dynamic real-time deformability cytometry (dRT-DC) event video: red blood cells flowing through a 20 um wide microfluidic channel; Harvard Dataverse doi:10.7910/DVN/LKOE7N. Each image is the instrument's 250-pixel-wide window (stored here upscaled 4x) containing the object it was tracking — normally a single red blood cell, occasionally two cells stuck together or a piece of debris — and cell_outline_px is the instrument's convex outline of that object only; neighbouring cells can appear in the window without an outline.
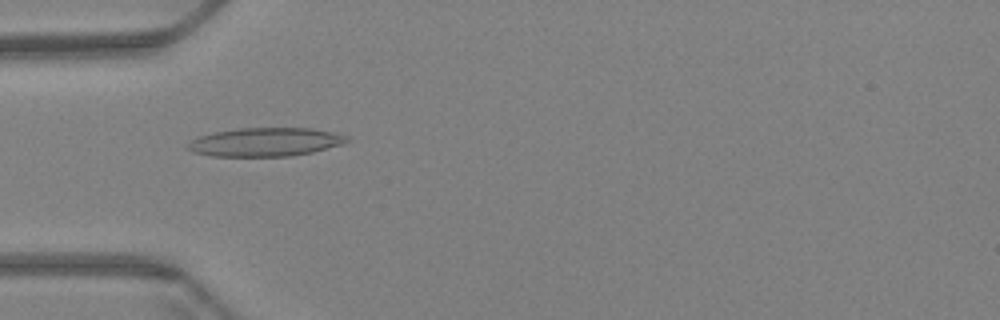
{"species": "Egyptian fruit bat (a non-hibernating species)", "species_latin": "Rousettus aegyptiacus", "temperature_condition": "warm", "stored_images_in_passage": 60, "camera_frame_rate_fps": 3000, "um_per_image_px": 0.085, "animal": {"sex": "female"}, "frame": {"image": 1, "passage_image": 19, "time_ms": 6.0, "image_size_px": [1000, 320], "cell_outline_px": [[352, 140], [344, 144], [312, 152], [292, 156], [212, 156], [192, 152], [184, 148], [192, 140], [200, 136], [216, 132], [240, 128], [312, 128], [332, 132], [348, 136]], "centroid_in_image_um": [22.59, 12.08], "position_along_channel_um": 62.4, "area_um2": 26.59}}
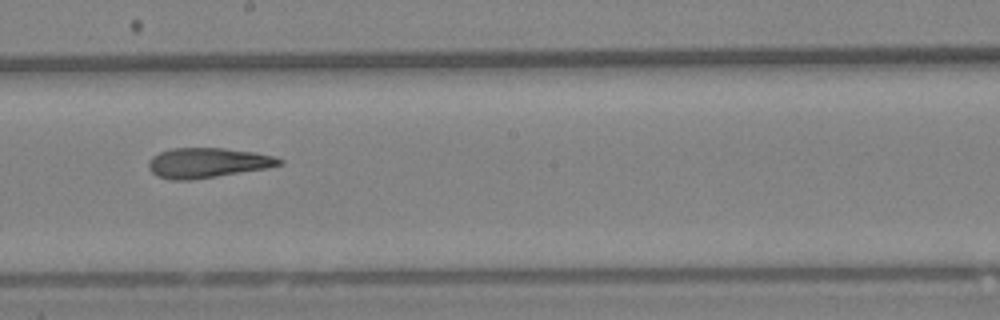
{"frame": {"image": 2, "passage_image": 34, "time_ms": 11.0, "image_size_px": [1000, 320], "cell_outline_px": [[284, 164], [268, 168], [192, 180], [172, 180], [156, 176], [148, 168], [148, 160], [152, 156], [160, 152], [172, 148], [224, 148], [256, 152], [276, 156], [284, 160]], "centroid_in_image_um": [17.67, 13.84], "position_along_channel_um": 230.5, "area_um2": 23.12}}
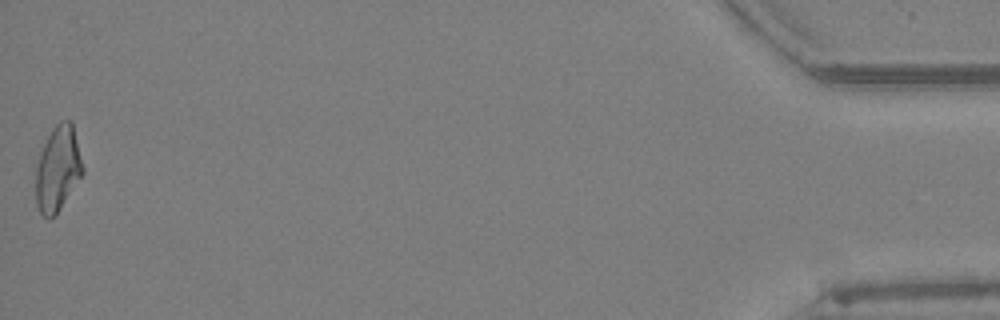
{"frame": {"image": 3, "passage_image": 60, "time_ms": 19.667, "image_size_px": [1000, 320], "cell_outline_px": [[84, 172], [60, 208], [48, 220], [40, 212], [36, 204], [36, 164], [40, 152], [52, 128], [60, 120], [72, 120], [84, 168]], "centroid_in_image_um": [4.91, 14.3], "position_along_channel_um": 430.3, "area_um2": 23.24}, "authors_computed_cell_mechanics": {"area_um2": 23.409, "velocity_mm_per_s": 3.4006, "shape_relaxation_time_tau1_ms": null, "shape_relaxation_time_tau2_ms": 5.4657, "deformation_change_tau1": null, "deformation_change_tau2": 0.1661}}